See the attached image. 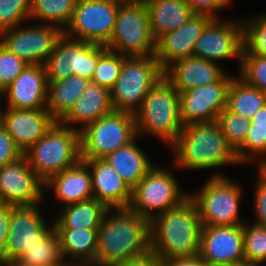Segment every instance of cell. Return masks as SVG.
<instances>
[{
	"label": "cell",
	"instance_id": "obj_1",
	"mask_svg": "<svg viewBox=\"0 0 266 266\" xmlns=\"http://www.w3.org/2000/svg\"><path fill=\"white\" fill-rule=\"evenodd\" d=\"M111 210H115L114 215ZM110 214V215H109ZM150 251V221L128 208H108L97 229L92 266H115Z\"/></svg>",
	"mask_w": 266,
	"mask_h": 266
},
{
	"label": "cell",
	"instance_id": "obj_2",
	"mask_svg": "<svg viewBox=\"0 0 266 266\" xmlns=\"http://www.w3.org/2000/svg\"><path fill=\"white\" fill-rule=\"evenodd\" d=\"M202 227L195 201L188 195L150 221V250L160 260L195 256Z\"/></svg>",
	"mask_w": 266,
	"mask_h": 266
},
{
	"label": "cell",
	"instance_id": "obj_3",
	"mask_svg": "<svg viewBox=\"0 0 266 266\" xmlns=\"http://www.w3.org/2000/svg\"><path fill=\"white\" fill-rule=\"evenodd\" d=\"M169 148L175 152L173 167L177 170H213L240 165L217 122L183 125L177 140Z\"/></svg>",
	"mask_w": 266,
	"mask_h": 266
},
{
	"label": "cell",
	"instance_id": "obj_4",
	"mask_svg": "<svg viewBox=\"0 0 266 266\" xmlns=\"http://www.w3.org/2000/svg\"><path fill=\"white\" fill-rule=\"evenodd\" d=\"M134 115L138 137L152 135L168 147L177 140L183 128L179 93L165 77L150 89Z\"/></svg>",
	"mask_w": 266,
	"mask_h": 266
},
{
	"label": "cell",
	"instance_id": "obj_5",
	"mask_svg": "<svg viewBox=\"0 0 266 266\" xmlns=\"http://www.w3.org/2000/svg\"><path fill=\"white\" fill-rule=\"evenodd\" d=\"M23 156L45 183L81 160L80 132L56 121Z\"/></svg>",
	"mask_w": 266,
	"mask_h": 266
},
{
	"label": "cell",
	"instance_id": "obj_6",
	"mask_svg": "<svg viewBox=\"0 0 266 266\" xmlns=\"http://www.w3.org/2000/svg\"><path fill=\"white\" fill-rule=\"evenodd\" d=\"M242 185L221 173H212L197 193L189 194L195 201L203 226L243 225L239 216ZM242 219V220H241Z\"/></svg>",
	"mask_w": 266,
	"mask_h": 266
},
{
	"label": "cell",
	"instance_id": "obj_7",
	"mask_svg": "<svg viewBox=\"0 0 266 266\" xmlns=\"http://www.w3.org/2000/svg\"><path fill=\"white\" fill-rule=\"evenodd\" d=\"M164 77V71L155 57L124 56L121 74L110 90L113 109L135 114L150 89Z\"/></svg>",
	"mask_w": 266,
	"mask_h": 266
},
{
	"label": "cell",
	"instance_id": "obj_8",
	"mask_svg": "<svg viewBox=\"0 0 266 266\" xmlns=\"http://www.w3.org/2000/svg\"><path fill=\"white\" fill-rule=\"evenodd\" d=\"M136 137L135 115L113 110L80 131L81 160L104 159Z\"/></svg>",
	"mask_w": 266,
	"mask_h": 266
},
{
	"label": "cell",
	"instance_id": "obj_9",
	"mask_svg": "<svg viewBox=\"0 0 266 266\" xmlns=\"http://www.w3.org/2000/svg\"><path fill=\"white\" fill-rule=\"evenodd\" d=\"M107 49L126 57L155 54L156 40L152 35L145 3H121Z\"/></svg>",
	"mask_w": 266,
	"mask_h": 266
},
{
	"label": "cell",
	"instance_id": "obj_10",
	"mask_svg": "<svg viewBox=\"0 0 266 266\" xmlns=\"http://www.w3.org/2000/svg\"><path fill=\"white\" fill-rule=\"evenodd\" d=\"M180 188L172 173L154 165L132 189L129 208L151 221L168 208L178 205L190 194L184 193Z\"/></svg>",
	"mask_w": 266,
	"mask_h": 266
},
{
	"label": "cell",
	"instance_id": "obj_11",
	"mask_svg": "<svg viewBox=\"0 0 266 266\" xmlns=\"http://www.w3.org/2000/svg\"><path fill=\"white\" fill-rule=\"evenodd\" d=\"M106 49L105 45L74 39L64 33L44 64L48 84L71 75L91 80Z\"/></svg>",
	"mask_w": 266,
	"mask_h": 266
},
{
	"label": "cell",
	"instance_id": "obj_12",
	"mask_svg": "<svg viewBox=\"0 0 266 266\" xmlns=\"http://www.w3.org/2000/svg\"><path fill=\"white\" fill-rule=\"evenodd\" d=\"M120 4L117 0H77L72 21L64 33L74 39L106 46Z\"/></svg>",
	"mask_w": 266,
	"mask_h": 266
},
{
	"label": "cell",
	"instance_id": "obj_13",
	"mask_svg": "<svg viewBox=\"0 0 266 266\" xmlns=\"http://www.w3.org/2000/svg\"><path fill=\"white\" fill-rule=\"evenodd\" d=\"M63 34L54 25H19L1 32L0 44L27 64L44 65Z\"/></svg>",
	"mask_w": 266,
	"mask_h": 266
},
{
	"label": "cell",
	"instance_id": "obj_14",
	"mask_svg": "<svg viewBox=\"0 0 266 266\" xmlns=\"http://www.w3.org/2000/svg\"><path fill=\"white\" fill-rule=\"evenodd\" d=\"M233 77L226 73L219 81L179 93L183 125L216 122L227 106V93Z\"/></svg>",
	"mask_w": 266,
	"mask_h": 266
},
{
	"label": "cell",
	"instance_id": "obj_15",
	"mask_svg": "<svg viewBox=\"0 0 266 266\" xmlns=\"http://www.w3.org/2000/svg\"><path fill=\"white\" fill-rule=\"evenodd\" d=\"M41 204L13 206L4 256L14 263L26 249L42 243L54 230L40 213ZM42 215V216H41Z\"/></svg>",
	"mask_w": 266,
	"mask_h": 266
},
{
	"label": "cell",
	"instance_id": "obj_16",
	"mask_svg": "<svg viewBox=\"0 0 266 266\" xmlns=\"http://www.w3.org/2000/svg\"><path fill=\"white\" fill-rule=\"evenodd\" d=\"M243 43L242 19L211 20L194 46L193 56L214 61L237 58L241 65Z\"/></svg>",
	"mask_w": 266,
	"mask_h": 266
},
{
	"label": "cell",
	"instance_id": "obj_17",
	"mask_svg": "<svg viewBox=\"0 0 266 266\" xmlns=\"http://www.w3.org/2000/svg\"><path fill=\"white\" fill-rule=\"evenodd\" d=\"M44 184L23 156L0 168V202L13 206L41 204Z\"/></svg>",
	"mask_w": 266,
	"mask_h": 266
},
{
	"label": "cell",
	"instance_id": "obj_18",
	"mask_svg": "<svg viewBox=\"0 0 266 266\" xmlns=\"http://www.w3.org/2000/svg\"><path fill=\"white\" fill-rule=\"evenodd\" d=\"M199 256L208 266H224L245 260L243 225L203 226Z\"/></svg>",
	"mask_w": 266,
	"mask_h": 266
},
{
	"label": "cell",
	"instance_id": "obj_19",
	"mask_svg": "<svg viewBox=\"0 0 266 266\" xmlns=\"http://www.w3.org/2000/svg\"><path fill=\"white\" fill-rule=\"evenodd\" d=\"M56 120L47 109L0 108V123L25 153L52 127Z\"/></svg>",
	"mask_w": 266,
	"mask_h": 266
},
{
	"label": "cell",
	"instance_id": "obj_20",
	"mask_svg": "<svg viewBox=\"0 0 266 266\" xmlns=\"http://www.w3.org/2000/svg\"><path fill=\"white\" fill-rule=\"evenodd\" d=\"M48 85L45 66L28 64L0 96L7 98V108L46 109Z\"/></svg>",
	"mask_w": 266,
	"mask_h": 266
},
{
	"label": "cell",
	"instance_id": "obj_21",
	"mask_svg": "<svg viewBox=\"0 0 266 266\" xmlns=\"http://www.w3.org/2000/svg\"><path fill=\"white\" fill-rule=\"evenodd\" d=\"M210 21L207 16L193 14L184 25L161 36L155 51L160 68L165 71L174 62L193 56L195 43Z\"/></svg>",
	"mask_w": 266,
	"mask_h": 266
},
{
	"label": "cell",
	"instance_id": "obj_22",
	"mask_svg": "<svg viewBox=\"0 0 266 266\" xmlns=\"http://www.w3.org/2000/svg\"><path fill=\"white\" fill-rule=\"evenodd\" d=\"M90 168L93 198L107 208H128L132 189L104 159L83 160Z\"/></svg>",
	"mask_w": 266,
	"mask_h": 266
},
{
	"label": "cell",
	"instance_id": "obj_23",
	"mask_svg": "<svg viewBox=\"0 0 266 266\" xmlns=\"http://www.w3.org/2000/svg\"><path fill=\"white\" fill-rule=\"evenodd\" d=\"M226 74L220 63L195 56L180 59L164 71V77L178 93L190 88L209 85L219 81Z\"/></svg>",
	"mask_w": 266,
	"mask_h": 266
},
{
	"label": "cell",
	"instance_id": "obj_24",
	"mask_svg": "<svg viewBox=\"0 0 266 266\" xmlns=\"http://www.w3.org/2000/svg\"><path fill=\"white\" fill-rule=\"evenodd\" d=\"M113 110L110 90L90 80L80 98L58 122L80 132ZM77 124L81 127H76Z\"/></svg>",
	"mask_w": 266,
	"mask_h": 266
},
{
	"label": "cell",
	"instance_id": "obj_25",
	"mask_svg": "<svg viewBox=\"0 0 266 266\" xmlns=\"http://www.w3.org/2000/svg\"><path fill=\"white\" fill-rule=\"evenodd\" d=\"M44 186L52 188L64 206L93 198L90 168L83 160L51 176Z\"/></svg>",
	"mask_w": 266,
	"mask_h": 266
},
{
	"label": "cell",
	"instance_id": "obj_26",
	"mask_svg": "<svg viewBox=\"0 0 266 266\" xmlns=\"http://www.w3.org/2000/svg\"><path fill=\"white\" fill-rule=\"evenodd\" d=\"M138 136L128 145L118 148L106 160L133 189L155 165L137 144Z\"/></svg>",
	"mask_w": 266,
	"mask_h": 266
},
{
	"label": "cell",
	"instance_id": "obj_27",
	"mask_svg": "<svg viewBox=\"0 0 266 266\" xmlns=\"http://www.w3.org/2000/svg\"><path fill=\"white\" fill-rule=\"evenodd\" d=\"M145 4L156 41L184 25L193 16L191 8L183 0H147Z\"/></svg>",
	"mask_w": 266,
	"mask_h": 266
},
{
	"label": "cell",
	"instance_id": "obj_28",
	"mask_svg": "<svg viewBox=\"0 0 266 266\" xmlns=\"http://www.w3.org/2000/svg\"><path fill=\"white\" fill-rule=\"evenodd\" d=\"M55 231L59 236L63 258L65 256L70 258L69 266H92L95 263L97 229H55Z\"/></svg>",
	"mask_w": 266,
	"mask_h": 266
},
{
	"label": "cell",
	"instance_id": "obj_29",
	"mask_svg": "<svg viewBox=\"0 0 266 266\" xmlns=\"http://www.w3.org/2000/svg\"><path fill=\"white\" fill-rule=\"evenodd\" d=\"M61 214L54 222L55 229H98L108 208L92 198L62 206Z\"/></svg>",
	"mask_w": 266,
	"mask_h": 266
},
{
	"label": "cell",
	"instance_id": "obj_30",
	"mask_svg": "<svg viewBox=\"0 0 266 266\" xmlns=\"http://www.w3.org/2000/svg\"><path fill=\"white\" fill-rule=\"evenodd\" d=\"M89 82L87 78L71 75L49 83L46 109L56 121L70 110Z\"/></svg>",
	"mask_w": 266,
	"mask_h": 266
},
{
	"label": "cell",
	"instance_id": "obj_31",
	"mask_svg": "<svg viewBox=\"0 0 266 266\" xmlns=\"http://www.w3.org/2000/svg\"><path fill=\"white\" fill-rule=\"evenodd\" d=\"M250 120L245 141L236 156L240 164L259 162L257 167L263 168L266 165V104Z\"/></svg>",
	"mask_w": 266,
	"mask_h": 266
},
{
	"label": "cell",
	"instance_id": "obj_32",
	"mask_svg": "<svg viewBox=\"0 0 266 266\" xmlns=\"http://www.w3.org/2000/svg\"><path fill=\"white\" fill-rule=\"evenodd\" d=\"M266 104V93L248 85L242 78L234 77L227 93V106L230 112L251 119Z\"/></svg>",
	"mask_w": 266,
	"mask_h": 266
},
{
	"label": "cell",
	"instance_id": "obj_33",
	"mask_svg": "<svg viewBox=\"0 0 266 266\" xmlns=\"http://www.w3.org/2000/svg\"><path fill=\"white\" fill-rule=\"evenodd\" d=\"M77 0H31L30 19L54 25L63 31L72 21Z\"/></svg>",
	"mask_w": 266,
	"mask_h": 266
},
{
	"label": "cell",
	"instance_id": "obj_34",
	"mask_svg": "<svg viewBox=\"0 0 266 266\" xmlns=\"http://www.w3.org/2000/svg\"><path fill=\"white\" fill-rule=\"evenodd\" d=\"M63 260L59 236L54 230L42 243L26 249L11 266H69Z\"/></svg>",
	"mask_w": 266,
	"mask_h": 266
},
{
	"label": "cell",
	"instance_id": "obj_35",
	"mask_svg": "<svg viewBox=\"0 0 266 266\" xmlns=\"http://www.w3.org/2000/svg\"><path fill=\"white\" fill-rule=\"evenodd\" d=\"M244 258L255 266H266V226L243 224Z\"/></svg>",
	"mask_w": 266,
	"mask_h": 266
},
{
	"label": "cell",
	"instance_id": "obj_36",
	"mask_svg": "<svg viewBox=\"0 0 266 266\" xmlns=\"http://www.w3.org/2000/svg\"><path fill=\"white\" fill-rule=\"evenodd\" d=\"M229 145L236 152L244 143L251 120L225 108L216 121Z\"/></svg>",
	"mask_w": 266,
	"mask_h": 266
},
{
	"label": "cell",
	"instance_id": "obj_37",
	"mask_svg": "<svg viewBox=\"0 0 266 266\" xmlns=\"http://www.w3.org/2000/svg\"><path fill=\"white\" fill-rule=\"evenodd\" d=\"M123 62V55L106 49L98 59L91 81L111 90L121 74Z\"/></svg>",
	"mask_w": 266,
	"mask_h": 266
},
{
	"label": "cell",
	"instance_id": "obj_38",
	"mask_svg": "<svg viewBox=\"0 0 266 266\" xmlns=\"http://www.w3.org/2000/svg\"><path fill=\"white\" fill-rule=\"evenodd\" d=\"M244 20V49L250 54L266 56V14Z\"/></svg>",
	"mask_w": 266,
	"mask_h": 266
},
{
	"label": "cell",
	"instance_id": "obj_39",
	"mask_svg": "<svg viewBox=\"0 0 266 266\" xmlns=\"http://www.w3.org/2000/svg\"><path fill=\"white\" fill-rule=\"evenodd\" d=\"M239 76L266 93V56L250 54L243 48Z\"/></svg>",
	"mask_w": 266,
	"mask_h": 266
},
{
	"label": "cell",
	"instance_id": "obj_40",
	"mask_svg": "<svg viewBox=\"0 0 266 266\" xmlns=\"http://www.w3.org/2000/svg\"><path fill=\"white\" fill-rule=\"evenodd\" d=\"M30 2L31 0H0V33L30 19Z\"/></svg>",
	"mask_w": 266,
	"mask_h": 266
},
{
	"label": "cell",
	"instance_id": "obj_41",
	"mask_svg": "<svg viewBox=\"0 0 266 266\" xmlns=\"http://www.w3.org/2000/svg\"><path fill=\"white\" fill-rule=\"evenodd\" d=\"M27 63L0 44V94L27 67Z\"/></svg>",
	"mask_w": 266,
	"mask_h": 266
},
{
	"label": "cell",
	"instance_id": "obj_42",
	"mask_svg": "<svg viewBox=\"0 0 266 266\" xmlns=\"http://www.w3.org/2000/svg\"><path fill=\"white\" fill-rule=\"evenodd\" d=\"M258 176L255 180L254 212L257 218L255 224L266 226V170L258 168Z\"/></svg>",
	"mask_w": 266,
	"mask_h": 266
},
{
	"label": "cell",
	"instance_id": "obj_43",
	"mask_svg": "<svg viewBox=\"0 0 266 266\" xmlns=\"http://www.w3.org/2000/svg\"><path fill=\"white\" fill-rule=\"evenodd\" d=\"M192 10L193 14L204 15L211 20H220L218 11L227 8L231 0H183ZM217 13V14H216ZM218 15V16H217Z\"/></svg>",
	"mask_w": 266,
	"mask_h": 266
},
{
	"label": "cell",
	"instance_id": "obj_44",
	"mask_svg": "<svg viewBox=\"0 0 266 266\" xmlns=\"http://www.w3.org/2000/svg\"><path fill=\"white\" fill-rule=\"evenodd\" d=\"M21 157H23V152L0 123V168L19 160Z\"/></svg>",
	"mask_w": 266,
	"mask_h": 266
},
{
	"label": "cell",
	"instance_id": "obj_45",
	"mask_svg": "<svg viewBox=\"0 0 266 266\" xmlns=\"http://www.w3.org/2000/svg\"><path fill=\"white\" fill-rule=\"evenodd\" d=\"M12 205H0V255H4L10 227Z\"/></svg>",
	"mask_w": 266,
	"mask_h": 266
},
{
	"label": "cell",
	"instance_id": "obj_46",
	"mask_svg": "<svg viewBox=\"0 0 266 266\" xmlns=\"http://www.w3.org/2000/svg\"><path fill=\"white\" fill-rule=\"evenodd\" d=\"M115 266H160V259L150 250L144 255L127 259Z\"/></svg>",
	"mask_w": 266,
	"mask_h": 266
},
{
	"label": "cell",
	"instance_id": "obj_47",
	"mask_svg": "<svg viewBox=\"0 0 266 266\" xmlns=\"http://www.w3.org/2000/svg\"><path fill=\"white\" fill-rule=\"evenodd\" d=\"M160 266H208L199 254L191 257H178L160 260Z\"/></svg>",
	"mask_w": 266,
	"mask_h": 266
},
{
	"label": "cell",
	"instance_id": "obj_48",
	"mask_svg": "<svg viewBox=\"0 0 266 266\" xmlns=\"http://www.w3.org/2000/svg\"><path fill=\"white\" fill-rule=\"evenodd\" d=\"M224 266H255V265L251 264L250 262H248L246 260H243L240 262L231 263V264L224 265Z\"/></svg>",
	"mask_w": 266,
	"mask_h": 266
},
{
	"label": "cell",
	"instance_id": "obj_49",
	"mask_svg": "<svg viewBox=\"0 0 266 266\" xmlns=\"http://www.w3.org/2000/svg\"><path fill=\"white\" fill-rule=\"evenodd\" d=\"M119 3H130V4H142L146 3L147 0H117Z\"/></svg>",
	"mask_w": 266,
	"mask_h": 266
},
{
	"label": "cell",
	"instance_id": "obj_50",
	"mask_svg": "<svg viewBox=\"0 0 266 266\" xmlns=\"http://www.w3.org/2000/svg\"><path fill=\"white\" fill-rule=\"evenodd\" d=\"M11 262L4 256L0 255V266H11Z\"/></svg>",
	"mask_w": 266,
	"mask_h": 266
}]
</instances>
